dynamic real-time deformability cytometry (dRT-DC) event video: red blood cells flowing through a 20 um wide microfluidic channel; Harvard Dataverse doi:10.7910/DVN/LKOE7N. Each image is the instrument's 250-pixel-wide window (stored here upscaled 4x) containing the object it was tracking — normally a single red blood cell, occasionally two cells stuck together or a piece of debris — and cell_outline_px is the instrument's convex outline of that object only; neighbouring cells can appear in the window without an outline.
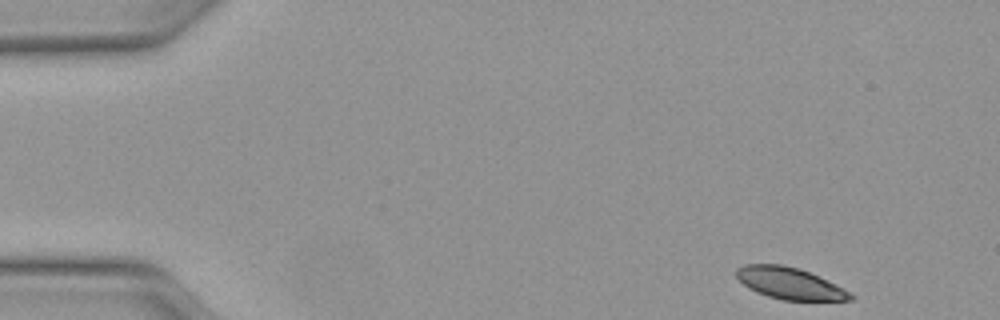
{"species": "Egyptian fruit bat (a non-hibernating species)", "species_latin": "Rousettus aegyptiacus", "temperature_condition": "warm", "stored_images_in_passage": 47, "segment_of_instrument_passage": [1, 2], "camera_frame_rate_fps": 3000, "um_per_image_px": 0.085, "animal": {"sex": "female"}, "frame": {"image": 1, "passage_image": 1, "time_ms": 0.0, "image_size_px": [1000, 320], "cell_outline_px": [[856, 296], [852, 300], [784, 300], [768, 296], [756, 292], [748, 288], [736, 276], [736, 268], [744, 264], [784, 264], [800, 268], [844, 288]], "centroid_in_image_um": [67.12, 24.07], "position_along_channel_um": 17.9, "area_um2": 21.04}}
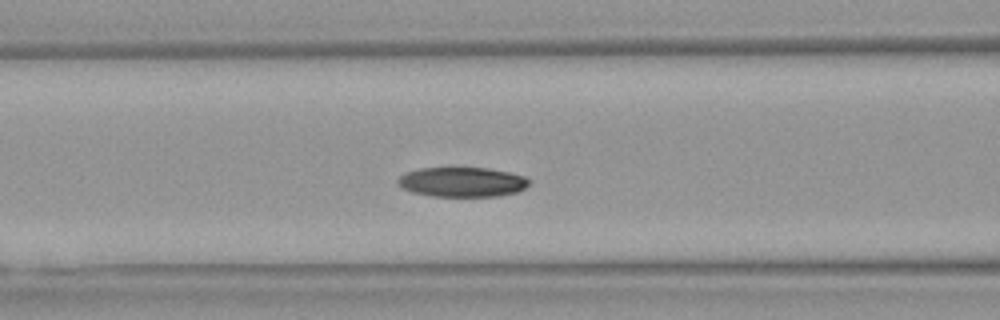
{"frame": {"image": 2, "passage_image": 17, "time_ms": 5.333, "image_size_px": [1000, 320], "cell_outline_px": [[532, 180], [524, 188], [516, 192], [496, 196], [432, 196], [412, 192], [400, 188], [396, 184], [396, 180], [400, 176], [408, 172], [420, 168], [488, 168], [508, 172], [524, 176]], "centroid_in_image_um": [39.25, 15.47], "position_along_channel_um": 127.3, "area_um2": 22.72}}
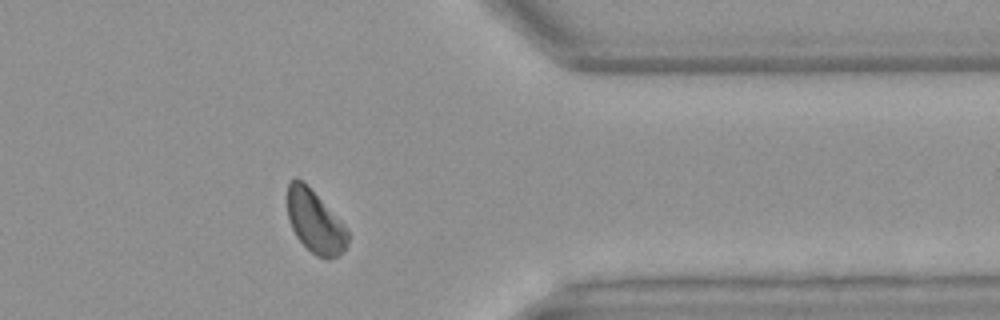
{"frame": {"image": 3, "passage_image": 37, "time_ms": 12.0, "image_size_px": [1000, 320], "cell_outline_px": [[348, 244], [340, 256], [328, 260], [324, 260], [316, 256], [296, 236], [288, 220], [288, 184], [296, 176], [344, 224], [348, 232]], "centroid_in_image_um": [26.79, 18.93], "position_along_channel_um": 384.6, "area_um2": 21.62}}